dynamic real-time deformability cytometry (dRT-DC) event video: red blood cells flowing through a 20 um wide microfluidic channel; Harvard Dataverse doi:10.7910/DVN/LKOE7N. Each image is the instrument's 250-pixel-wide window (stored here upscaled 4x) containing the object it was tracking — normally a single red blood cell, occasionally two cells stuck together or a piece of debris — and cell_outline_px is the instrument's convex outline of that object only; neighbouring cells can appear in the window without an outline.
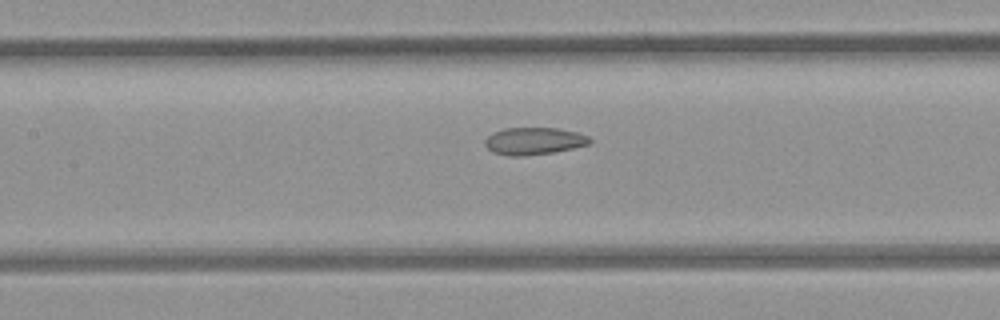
{"species": "common noctule bat (a hibernating species)", "species_latin": "Nyctalus noctula", "temperature_condition": "room temperature", "stored_images_in_passage": 12, "camera_frame_rate_fps": 3000, "um_per_image_px": 0.085, "animal": {"sex": "female", "body_mass_g": 21.9}, "frame": {"image": 1, "passage_image": 10, "time_ms": 3.0, "image_size_px": [1000, 320], "cell_outline_px": [[592, 144], [556, 152], [524, 156], [508, 156], [492, 152], [484, 144], [484, 140], [492, 132], [504, 128], [556, 128], [576, 132], [588, 136], [592, 140]], "centroid_in_image_um": [45.39, 12.0], "position_along_channel_um": 162.0, "area_um2": 16.88}}